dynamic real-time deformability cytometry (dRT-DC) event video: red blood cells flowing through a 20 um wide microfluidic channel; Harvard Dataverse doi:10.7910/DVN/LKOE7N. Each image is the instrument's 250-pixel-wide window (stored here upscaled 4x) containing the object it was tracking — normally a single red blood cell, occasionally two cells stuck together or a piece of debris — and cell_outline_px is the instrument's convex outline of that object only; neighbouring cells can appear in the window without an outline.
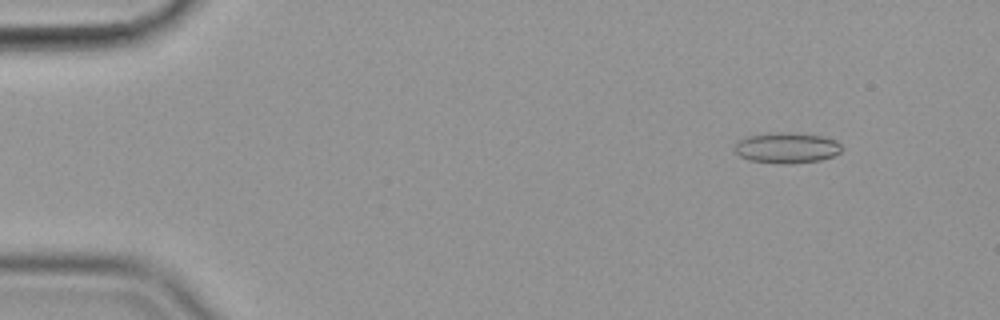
{"species": "common noctule bat (a hibernating species)", "species_latin": "Nyctalus noctula", "temperature_condition": "cold", "stored_images_in_passage": 51, "camera_frame_rate_fps": 3000, "um_per_image_px": 0.085, "animal": {"sex": "female", "body_mass_g": 19.9}, "frame": {"image": 1, "passage_image": 1, "time_ms": 0.0, "image_size_px": [1000, 320], "cell_outline_px": [[840, 152], [832, 156], [820, 160], [788, 164], [780, 164], [748, 160], [740, 156], [732, 148], [736, 140], [748, 136], [768, 132], [788, 132], [824, 136], [836, 140], [840, 144]], "centroid_in_image_um": [66.81, 12.55], "position_along_channel_um": 18.2, "area_um2": 19.42}}
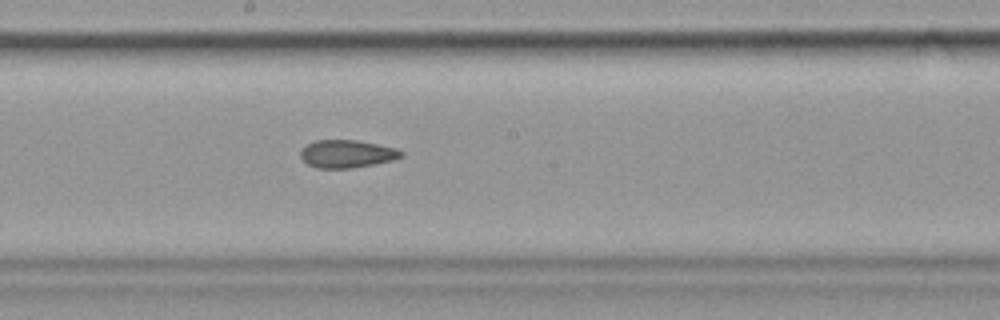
{"frame": {"image": 2, "passage_image": 26, "time_ms": 8.333, "image_size_px": [1000, 320], "cell_outline_px": [[404, 156], [392, 160], [352, 168], [316, 168], [308, 164], [300, 156], [300, 152], [308, 144], [316, 140], [356, 140], [396, 148], [404, 152]], "centroid_in_image_um": [29.5, 13.08], "position_along_channel_um": 218.7, "area_um2": 16.13}}
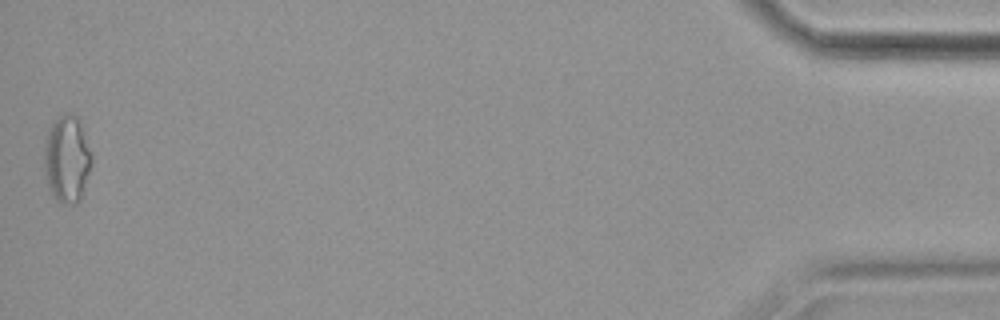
{"frame": {"image": 3, "passage_image": 51, "time_ms": 16.667, "image_size_px": [1000, 320], "cell_outline_px": [[92, 164], [80, 200], [76, 204], [60, 204], [56, 200], [48, 188], [44, 172], [44, 140], [52, 124], [64, 112], [68, 112], [76, 116], [80, 120], [92, 156]], "centroid_in_image_um": [5.68, 13.54], "position_along_channel_um": 429.5, "area_um2": 24.39}, "authors_computed_cell_mechanics": {"area_um2": 17.8602, "velocity_mm_per_s": 3.5977, "shape_relaxation_time_tau1_ms": null, "shape_relaxation_time_tau2_ms": 4.092, "deformation_change_tau1": null, "deformation_change_tau2": 0.1233}}